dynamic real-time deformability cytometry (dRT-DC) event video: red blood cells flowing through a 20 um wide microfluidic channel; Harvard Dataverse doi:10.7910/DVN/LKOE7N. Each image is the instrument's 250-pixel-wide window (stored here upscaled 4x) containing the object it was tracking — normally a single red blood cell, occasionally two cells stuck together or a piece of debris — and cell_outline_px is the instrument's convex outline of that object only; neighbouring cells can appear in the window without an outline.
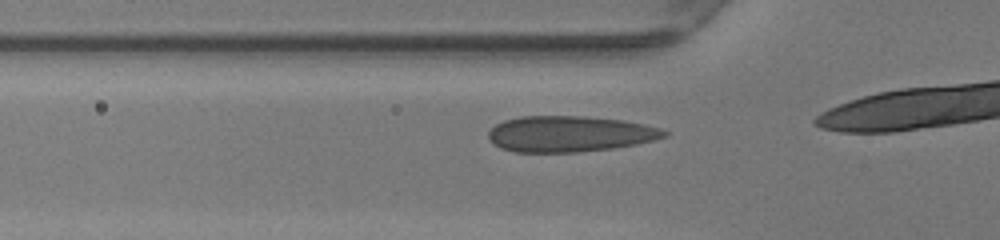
{"species": "human", "species_latin": "Homo sapiens", "temperature_condition": "warm", "stored_images_in_passage": 14, "camera_frame_rate_fps": 3000, "um_per_image_px": 0.085, "donor": {"sex": "female"}, "frame": {"image": 1, "passage_image": 10, "time_ms": 3.0, "image_size_px": [1000, 240], "cell_outline_px": [[668, 136], [636, 144], [612, 148], [576, 152], [516, 152], [500, 148], [492, 144], [488, 140], [488, 132], [496, 124], [504, 120], [520, 116], [584, 116], [624, 120], [644, 124], [660, 128], [668, 132]], "centroid_in_image_um": [48.39, 11.38], "position_along_channel_um": 77.4, "area_um2": 36.93}}
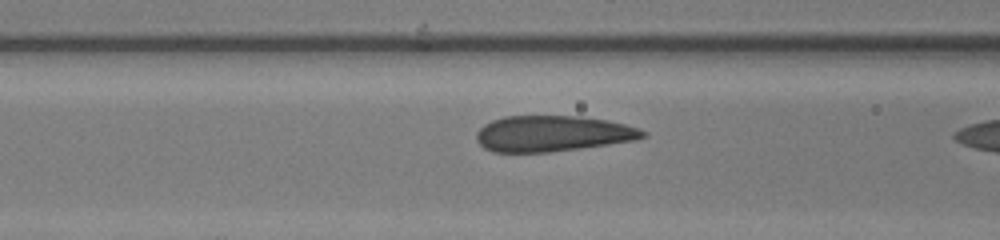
{"frame": {"image": 2, "passage_image": 13, "time_ms": 4.0, "image_size_px": [1000, 240], "cell_outline_px": [[648, 136], [636, 140], [580, 148], [548, 152], [492, 152], [484, 148], [476, 140], [476, 132], [484, 124], [492, 120], [504, 116], [580, 116], [608, 120], [640, 128], [648, 132]], "centroid_in_image_um": [46.98, 11.35], "position_along_channel_um": 119.6, "area_um2": 34.97}}